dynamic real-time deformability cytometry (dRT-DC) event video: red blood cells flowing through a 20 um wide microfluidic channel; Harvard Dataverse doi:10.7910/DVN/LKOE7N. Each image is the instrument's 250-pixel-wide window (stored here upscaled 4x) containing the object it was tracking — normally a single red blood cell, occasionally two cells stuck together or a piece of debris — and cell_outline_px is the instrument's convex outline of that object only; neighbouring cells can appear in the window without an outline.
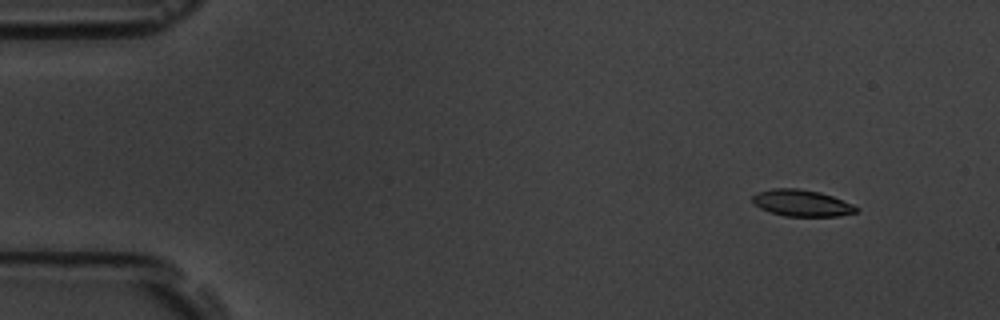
{"species": "common noctule bat (a hibernating species)", "species_latin": "Nyctalus noctula", "temperature_condition": "room temperature", "stored_images_in_passage": 8, "camera_frame_rate_fps": 3000, "um_per_image_px": 0.085, "animal": {"sex": "male", "body_mass_g": 19.5, "forearm_length_mm": 54.6}, "frame": {"image": 1, "passage_image": 2, "time_ms": 1.333, "image_size_px": [1000, 320], "cell_outline_px": [[860, 208], [856, 212], [840, 216], [784, 216], [760, 208], [752, 204], [752, 196], [756, 192], [772, 188], [796, 188], [820, 192], [832, 196], [852, 204]], "centroid_in_image_um": [68.12, 17.25], "position_along_channel_um": 16.9, "area_um2": 16.13}}
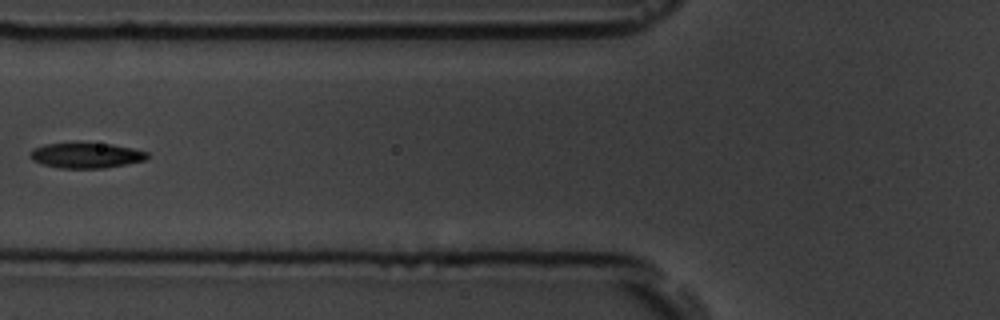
{"frame": {"image": 2, "passage_image": 7, "time_ms": 7.0, "image_size_px": [1000, 320], "cell_outline_px": [[148, 160], [104, 168], [60, 168], [44, 164], [32, 160], [28, 156], [28, 152], [32, 148], [44, 144], [112, 144], [132, 148], [148, 152]], "centroid_in_image_um": [7.31, 13.22], "position_along_channel_um": 118.5, "area_um2": 17.17}}
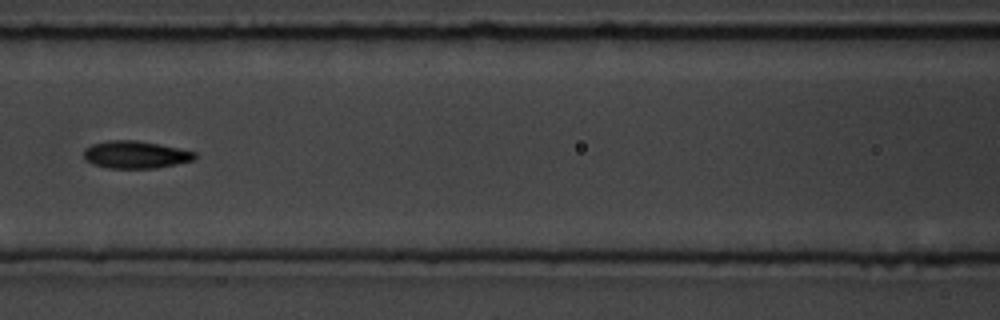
{"frame": {"image": 3, "passage_image": 8, "time_ms": 8.0, "image_size_px": [1000, 320], "cell_outline_px": [[196, 160], [156, 168], [108, 168], [92, 164], [84, 160], [84, 148], [92, 144], [108, 140], [136, 140], [196, 152]], "centroid_in_image_um": [11.48, 13.15], "position_along_channel_um": 155.1, "area_um2": 17.74}}